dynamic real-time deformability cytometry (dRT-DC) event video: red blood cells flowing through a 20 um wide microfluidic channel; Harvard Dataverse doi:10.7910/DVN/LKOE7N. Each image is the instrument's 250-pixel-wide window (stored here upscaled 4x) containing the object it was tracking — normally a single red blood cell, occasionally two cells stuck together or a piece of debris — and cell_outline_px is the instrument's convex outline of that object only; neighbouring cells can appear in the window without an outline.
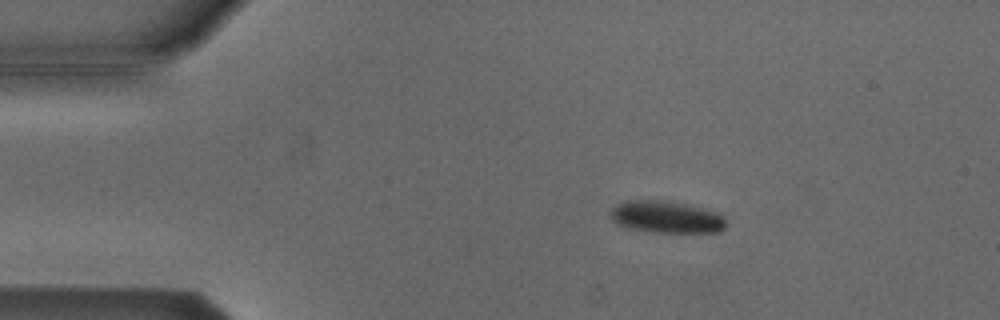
{"species": "Egyptian fruit bat (a non-hibernating species)", "species_latin": "Rousettus aegyptiacus", "temperature_condition": "cold", "stored_images_in_passage": 53, "camera_frame_rate_fps": 3000, "um_per_image_px": 0.085, "animal": {"sex": "male"}, "frame": {"image": 1, "passage_image": 9, "time_ms": 2.667, "image_size_px": [1000, 320], "cell_outline_px": [[724, 228], [720, 232], [652, 232], [632, 228], [620, 224], [612, 220], [608, 216], [612, 208], [616, 204], [628, 200], [664, 200], [684, 204], [716, 212], [724, 216]], "centroid_in_image_um": [56.61, 18.44], "position_along_channel_um": 28.4, "area_um2": 21.33}}
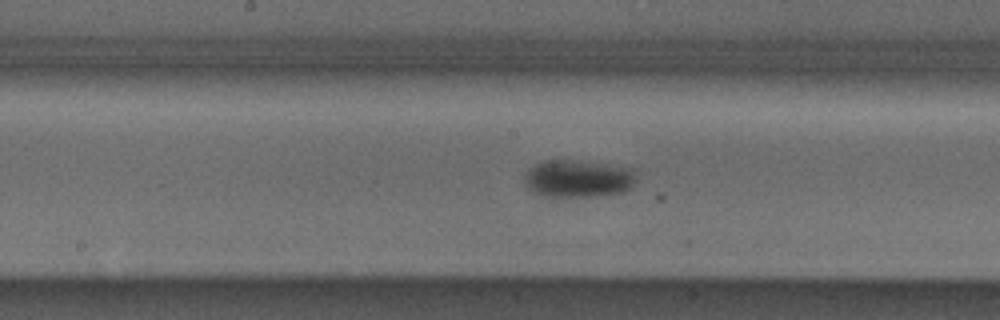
{"frame": {"image": 2, "passage_image": 27, "time_ms": 8.667, "image_size_px": [1000, 320], "cell_outline_px": [[636, 180], [632, 188], [624, 192], [592, 196], [544, 196], [528, 188], [524, 184], [524, 176], [528, 168], [536, 164], [548, 160], [568, 160], [604, 164], [636, 168]], "centroid_in_image_um": [49.18, 15.18], "position_along_channel_um": 199.0, "area_um2": 24.45}}
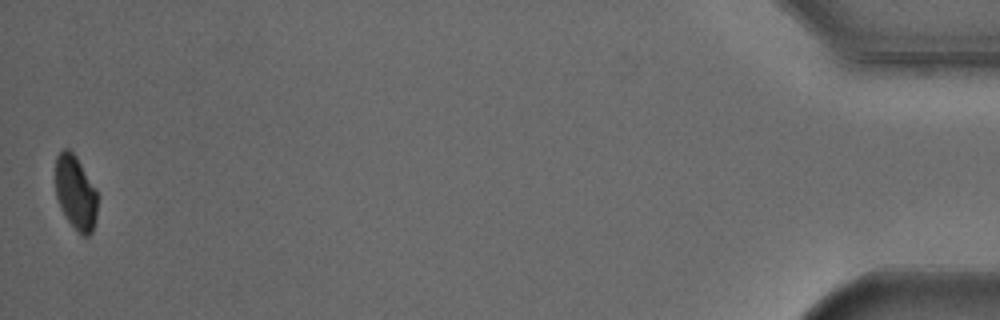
{"frame": {"image": 3, "passage_image": 53, "time_ms": 17.333, "image_size_px": [1000, 320], "cell_outline_px": [[96, 220], [92, 232], [88, 236], [80, 236], [68, 220], [60, 208], [56, 196], [56, 156], [64, 148], [68, 148], [76, 156], [96, 192]], "centroid_in_image_um": [6.41, 16.41], "position_along_channel_um": 428.8, "area_um2": 17.92}, "authors_computed_cell_mechanics": {"area_um2": 22.1374, "velocity_mm_per_s": 3.7882, "shape_relaxation_time_tau1_ms": 2.7794, "shape_relaxation_time_tau2_ms": null, "deformation_change_tau1": 0.069, "deformation_change_tau2": null}}